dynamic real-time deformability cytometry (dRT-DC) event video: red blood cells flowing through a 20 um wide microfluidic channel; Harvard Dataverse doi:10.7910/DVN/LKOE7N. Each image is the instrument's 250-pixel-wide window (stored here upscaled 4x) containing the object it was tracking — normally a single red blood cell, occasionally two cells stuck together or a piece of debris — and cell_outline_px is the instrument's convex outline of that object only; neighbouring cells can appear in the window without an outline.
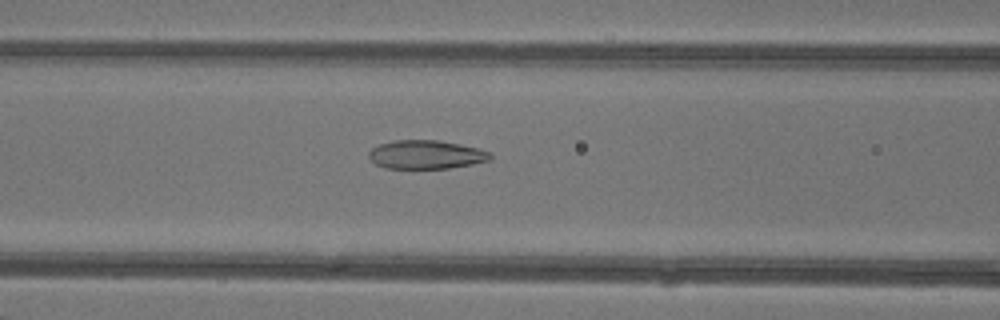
{"species": "common noctule bat (a hibernating species)", "species_latin": "Nyctalus noctula", "temperature_condition": "warm", "stored_images_in_passage": 44, "camera_frame_rate_fps": 3000, "um_per_image_px": 0.085, "animal": {"sex": "female"}, "frame": {"image": 1, "passage_image": 17, "time_ms": 5.333, "image_size_px": [1000, 320], "cell_outline_px": [[492, 160], [472, 164], [448, 168], [384, 168], [376, 164], [368, 156], [368, 152], [372, 148], [380, 144], [392, 140], [440, 140], [460, 144], [492, 152]], "centroid_in_image_um": [36.23, 13.13], "position_along_channel_um": 130.4, "area_um2": 20.35}}
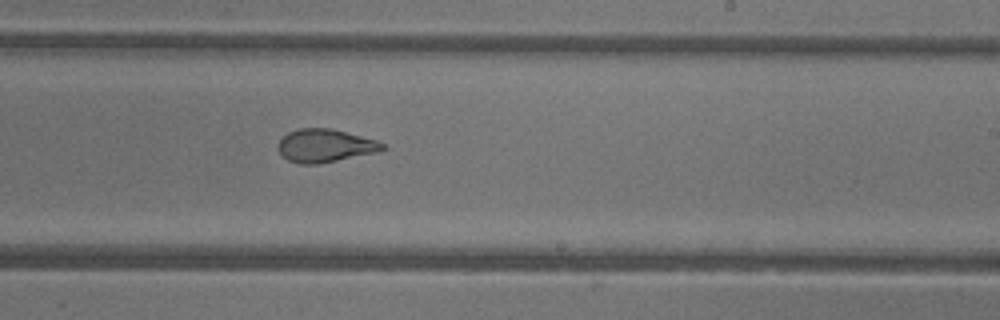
{"frame": {"image": 2, "passage_image": 26, "time_ms": 8.333, "image_size_px": [1000, 320], "cell_outline_px": [[388, 148], [380, 152], [320, 164], [300, 164], [288, 160], [276, 148], [276, 144], [288, 132], [300, 128], [332, 128], [376, 140], [384, 144]], "centroid_in_image_um": [27.66, 12.39], "position_along_channel_um": 261.3, "area_um2": 20.4}}
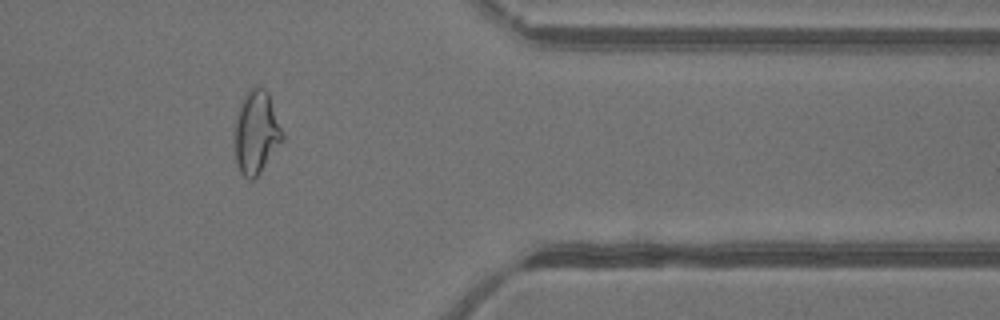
{"frame": {"image": 3, "passage_image": 36, "time_ms": 11.667, "image_size_px": [1000, 320], "cell_outline_px": [[284, 140], [256, 180], [248, 180], [240, 172], [236, 160], [236, 116], [240, 104], [244, 96], [256, 84], [264, 88], [268, 92], [284, 136]], "centroid_in_image_um": [21.81, 11.29], "position_along_channel_um": 389.6, "area_um2": 23.12}, "authors_computed_cell_mechanics": {"area_um2": 22.542, "velocity_mm_per_s": 4.3786, "shape_relaxation_time_tau1_ms": 8.782, "shape_relaxation_time_tau2_ms": 1.1633, "deformation_change_tau1": 0.2691, "deformation_change_tau2": 0.0704}}